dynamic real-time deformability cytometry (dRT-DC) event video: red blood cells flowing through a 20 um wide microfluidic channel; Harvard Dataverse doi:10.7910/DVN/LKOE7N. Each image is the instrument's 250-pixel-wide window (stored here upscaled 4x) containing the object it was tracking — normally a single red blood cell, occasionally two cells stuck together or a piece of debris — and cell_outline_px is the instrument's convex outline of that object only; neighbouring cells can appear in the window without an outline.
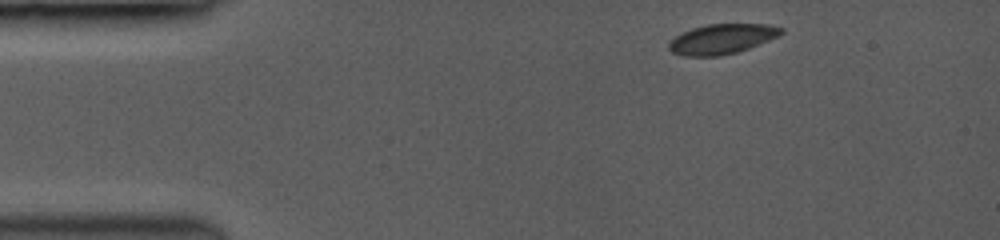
{"species": "common noctule bat (a hibernating species)", "species_latin": "Nyctalus noctula", "temperature_condition": "room temperature", "stored_images_in_passage": 20, "camera_frame_rate_fps": 3500, "um_per_image_px": 0.085, "animal": {"sex": "female", "body_mass_g": 19.0, "forearm_length_mm": 53.3}, "frame": {"image": 1, "passage_image": 1, "time_ms": 0.0, "image_size_px": [1000, 240], "cell_outline_px": [[784, 32], [776, 36], [748, 48], [736, 52], [716, 56], [688, 56], [672, 52], [668, 48], [668, 44], [676, 36], [692, 28], [708, 24], [764, 24], [784, 28]], "centroid_in_image_um": [61.34, 3.3], "position_along_channel_um": 23.7, "area_um2": 19.13}}
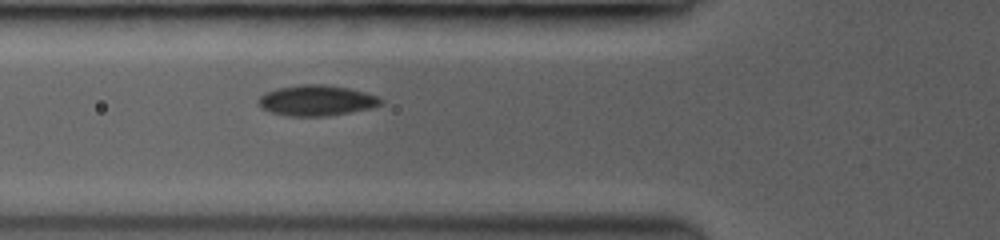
{"frame": {"image": 2, "passage_image": 14, "time_ms": 3.714, "image_size_px": [1000, 240], "cell_outline_px": [[384, 100], [380, 104], [368, 108], [348, 112], [324, 116], [292, 116], [272, 112], [264, 108], [260, 104], [260, 96], [268, 92], [280, 88], [304, 84], [320, 84], [348, 88], [364, 92], [376, 96]], "centroid_in_image_um": [26.93, 8.53], "position_along_channel_um": 98.9, "area_um2": 21.04}}
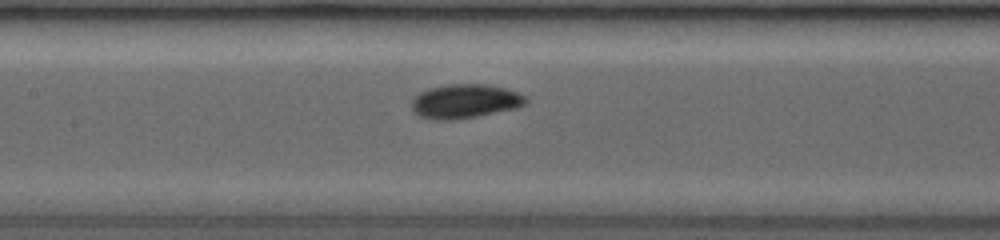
{"frame": {"image": 3, "passage_image": 20, "time_ms": 5.429, "image_size_px": [1000, 240], "cell_outline_px": [[528, 100], [524, 104], [516, 108], [476, 116], [448, 120], [440, 120], [420, 116], [412, 108], [412, 100], [420, 92], [432, 88], [448, 84], [488, 84], [504, 88], [516, 92], [524, 96]], "centroid_in_image_um": [39.53, 8.59], "position_along_channel_um": 167.9, "area_um2": 22.2}}